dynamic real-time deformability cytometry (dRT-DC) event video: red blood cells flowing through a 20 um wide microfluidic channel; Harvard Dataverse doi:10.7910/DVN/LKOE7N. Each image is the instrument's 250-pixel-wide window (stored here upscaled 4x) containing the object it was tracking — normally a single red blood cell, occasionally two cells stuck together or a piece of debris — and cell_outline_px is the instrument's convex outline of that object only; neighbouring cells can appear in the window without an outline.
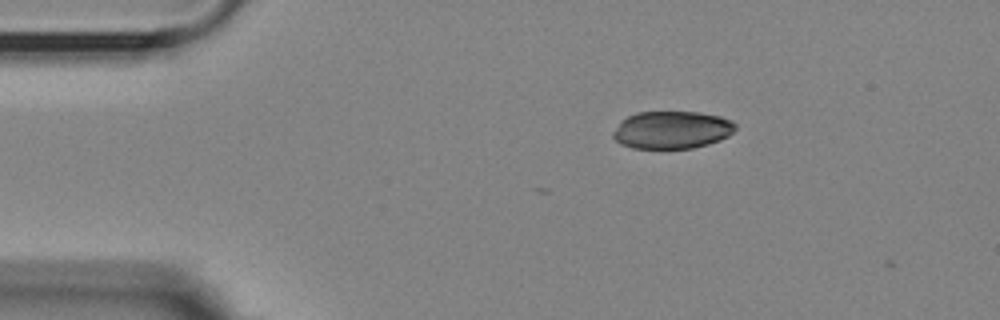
{"species": "Egyptian fruit bat (a non-hibernating species)", "species_latin": "Rousettus aegyptiacus", "temperature_condition": "room temperature", "stored_images_in_passage": 7, "camera_frame_rate_fps": 3000, "um_per_image_px": 0.085, "animal": {"sex": "female"}, "frame": {"image": 1, "passage_image": 1, "time_ms": 0.0, "image_size_px": [1000, 320], "cell_outline_px": [[736, 128], [728, 136], [720, 140], [708, 144], [692, 148], [632, 148], [620, 144], [612, 136], [612, 132], [620, 120], [636, 112], [700, 112], [720, 116], [732, 120], [736, 124]], "centroid_in_image_um": [57.1, 11.03], "position_along_channel_um": 27.9, "area_um2": 26.99}}